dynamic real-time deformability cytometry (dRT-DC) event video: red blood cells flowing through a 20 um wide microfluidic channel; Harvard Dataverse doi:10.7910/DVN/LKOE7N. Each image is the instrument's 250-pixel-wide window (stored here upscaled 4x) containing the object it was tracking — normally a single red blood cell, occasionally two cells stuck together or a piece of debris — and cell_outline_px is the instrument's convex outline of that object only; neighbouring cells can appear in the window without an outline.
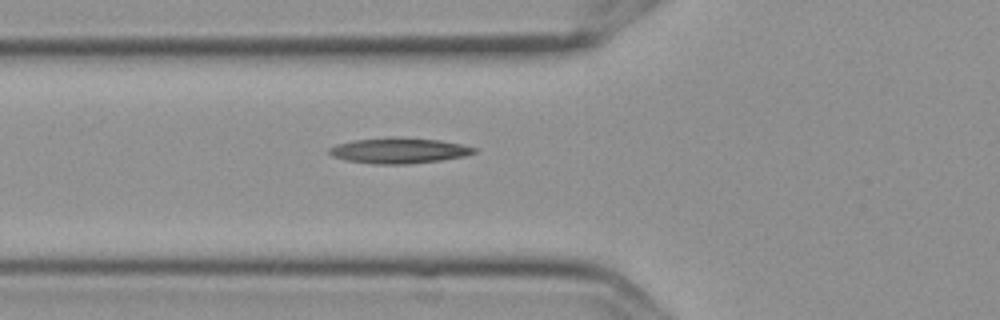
{"species": "Egyptian fruit bat (a non-hibernating species)", "species_latin": "Rousettus aegyptiacus", "temperature_condition": "cold", "stored_images_in_passage": 2, "camera_frame_rate_fps": 3000, "um_per_image_px": 0.085, "frame": {"image": 1, "passage_image": 2, "time_ms": 0.333, "image_size_px": [1000, 320], "cell_outline_px": [[476, 152], [464, 156], [440, 160], [408, 164], [376, 164], [348, 160], [332, 156], [328, 152], [328, 148], [336, 144], [356, 140], [388, 136], [392, 136], [440, 140], [460, 144], [476, 148]], "centroid_in_image_um": [33.89, 12.78], "position_along_channel_um": 91.9, "area_um2": 21.56}}